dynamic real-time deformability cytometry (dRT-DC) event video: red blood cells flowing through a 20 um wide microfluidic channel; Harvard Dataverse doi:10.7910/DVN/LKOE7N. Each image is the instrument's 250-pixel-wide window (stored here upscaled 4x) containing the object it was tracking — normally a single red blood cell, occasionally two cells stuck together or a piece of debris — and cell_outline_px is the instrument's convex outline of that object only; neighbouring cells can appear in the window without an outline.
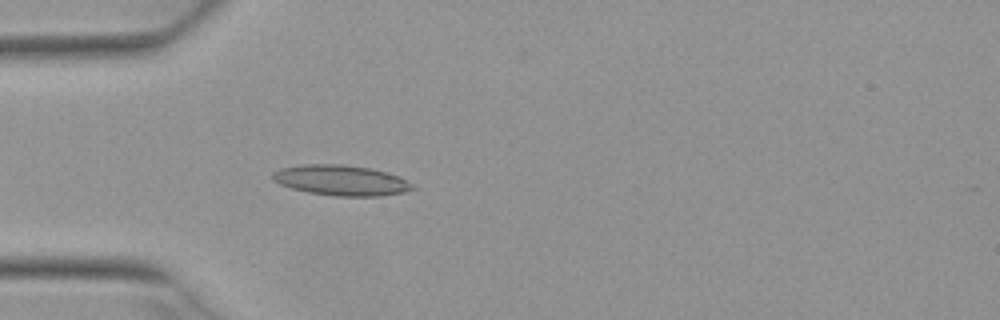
{"species": "Egyptian fruit bat (a non-hibernating species)", "species_latin": "Rousettus aegyptiacus", "temperature_condition": "warm", "stored_images_in_passage": 3, "camera_frame_rate_fps": 3000, "um_per_image_px": 0.085, "animal": {"sex": "female"}, "frame": {"image": 1, "passage_image": 3, "time_ms": 0.667, "image_size_px": [1000, 320], "cell_outline_px": [[416, 188], [404, 192], [380, 196], [336, 196], [308, 192], [292, 188], [280, 184], [272, 180], [272, 172], [280, 168], [304, 164], [340, 164], [372, 168], [388, 172], [400, 176], [412, 184]], "centroid_in_image_um": [29.0, 15.32], "position_along_channel_um": 56.0, "area_um2": 24.91}}